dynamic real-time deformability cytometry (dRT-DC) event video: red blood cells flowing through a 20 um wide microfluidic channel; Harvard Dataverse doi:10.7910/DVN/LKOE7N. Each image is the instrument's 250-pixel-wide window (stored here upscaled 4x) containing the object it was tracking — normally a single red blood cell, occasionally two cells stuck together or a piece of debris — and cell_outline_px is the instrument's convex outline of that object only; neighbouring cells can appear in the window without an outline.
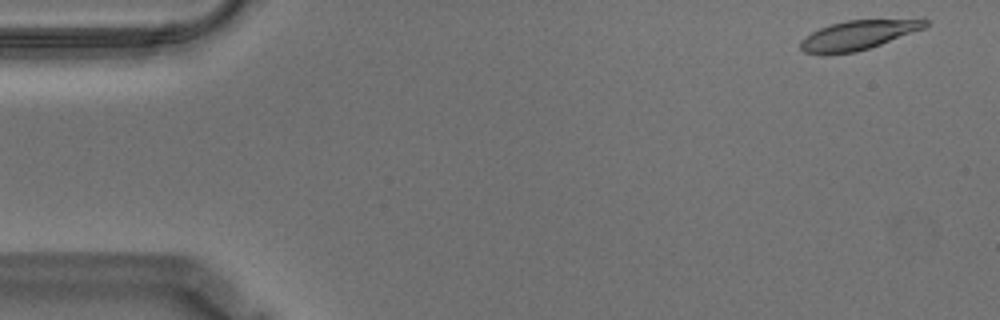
{"species": "Egyptian fruit bat (a non-hibernating species)", "species_latin": "Rousettus aegyptiacus", "temperature_condition": "warm", "stored_images_in_passage": 10, "camera_frame_rate_fps": 3000, "um_per_image_px": 0.085, "animal": {"sex": "male"}, "frame": {"image": 1, "passage_image": 2, "time_ms": 0.333, "image_size_px": [1000, 320], "cell_outline_px": [[928, 24], [924, 28], [880, 44], [856, 52], [828, 56], [824, 56], [804, 52], [800, 48], [800, 40], [812, 32], [820, 28], [832, 24], [848, 20], [928, 20]], "centroid_in_image_um": [72.82, 3.03], "position_along_channel_um": 12.2, "area_um2": 21.1}}